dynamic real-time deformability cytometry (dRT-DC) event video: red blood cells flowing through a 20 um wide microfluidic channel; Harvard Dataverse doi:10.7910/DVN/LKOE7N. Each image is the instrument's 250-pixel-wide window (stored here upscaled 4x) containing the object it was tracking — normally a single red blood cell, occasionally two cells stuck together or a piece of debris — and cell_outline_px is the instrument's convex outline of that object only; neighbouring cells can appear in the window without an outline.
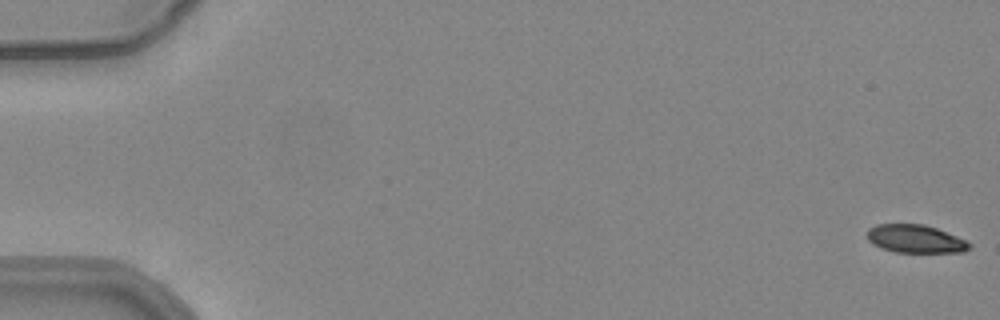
{"species": "common noctule bat (a hibernating species)", "species_latin": "Nyctalus noctula", "temperature_condition": "warm", "stored_images_in_passage": 18, "camera_frame_rate_fps": 3000, "um_per_image_px": 0.085, "animal": {"sex": "female", "body_mass_g": 24.6, "forearm_length_mm": 56.2}, "frame": {"image": 1, "passage_image": 1, "time_ms": 0.0, "image_size_px": [1000, 320], "cell_outline_px": [[972, 248], [964, 252], [896, 252], [880, 248], [872, 244], [868, 240], [868, 228], [876, 224], [924, 224], [936, 228], [956, 236], [972, 244]], "centroid_in_image_um": [77.8, 20.31], "position_along_channel_um": 7.2, "area_um2": 16.76}}
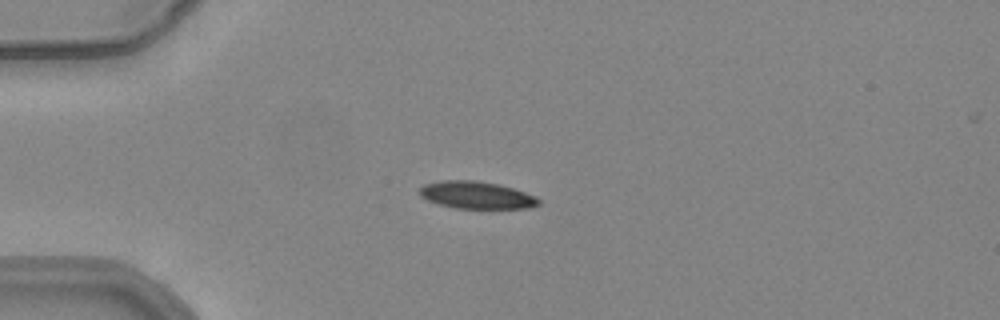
{"frame": {"image": 2, "passage_image": 15, "time_ms": 4.667, "image_size_px": [1000, 320], "cell_outline_px": [[540, 204], [528, 208], [456, 208], [440, 204], [428, 200], [420, 196], [420, 188], [424, 184], [440, 180], [476, 180], [500, 184], [536, 196], [540, 200]], "centroid_in_image_um": [40.5, 16.57], "position_along_channel_um": 44.5, "area_um2": 18.9}}